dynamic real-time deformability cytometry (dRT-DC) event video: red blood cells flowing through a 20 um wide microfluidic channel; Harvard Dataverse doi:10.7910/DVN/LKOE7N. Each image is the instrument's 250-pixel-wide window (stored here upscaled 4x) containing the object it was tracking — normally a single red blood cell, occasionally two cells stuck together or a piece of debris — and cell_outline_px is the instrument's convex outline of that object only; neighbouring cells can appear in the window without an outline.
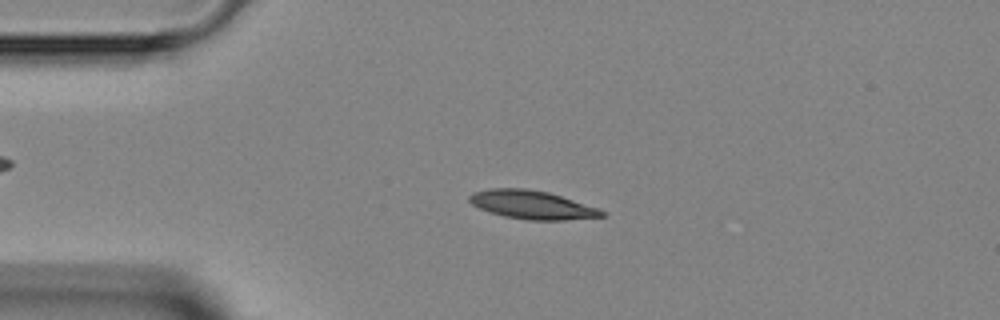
{"species": "Egyptian fruit bat (a non-hibernating species)", "species_latin": "Rousettus aegyptiacus", "temperature_condition": "room temperature", "stored_images_in_passage": 46, "camera_frame_rate_fps": 3000, "um_per_image_px": 0.085, "animal": {"sex": "female"}, "frame": {"image": 1, "passage_image": 10, "time_ms": 3.0, "image_size_px": [1000, 320], "cell_outline_px": [[604, 216], [564, 220], [528, 220], [504, 216], [488, 212], [472, 204], [468, 200], [468, 196], [472, 192], [488, 188], [524, 188], [548, 192], [600, 208], [604, 212]], "centroid_in_image_um": [45.18, 17.4], "position_along_channel_um": 39.8, "area_um2": 22.02}}
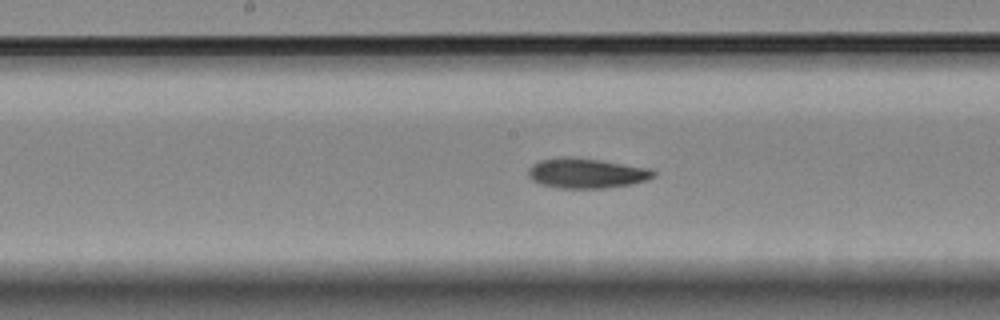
{"frame": {"image": 2, "passage_image": 23, "time_ms": 7.333, "image_size_px": [1000, 320], "cell_outline_px": [[656, 176], [648, 180], [632, 184], [604, 188], [556, 188], [540, 184], [532, 180], [528, 176], [528, 168], [532, 164], [540, 160], [560, 156], [568, 156], [600, 160], [648, 168], [656, 172]], "centroid_in_image_um": [49.82, 14.72], "position_along_channel_um": 198.4, "area_um2": 22.08}}
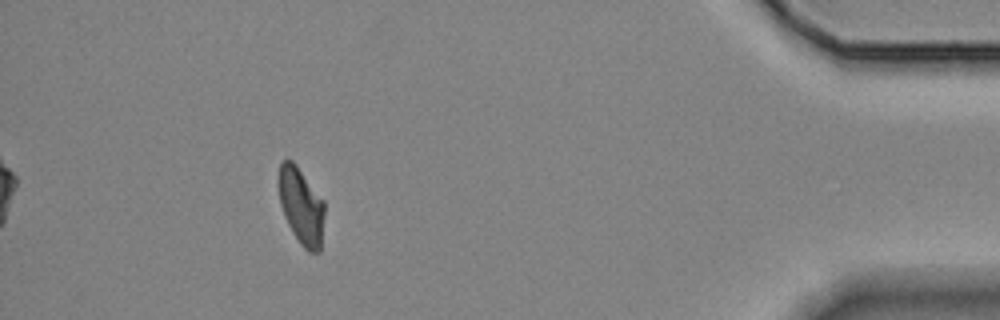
{"frame": {"image": 3, "passage_image": 42, "time_ms": 13.667, "image_size_px": [1000, 320], "cell_outline_px": [[324, 216], [320, 252], [308, 252], [300, 244], [292, 232], [284, 216], [280, 204], [276, 184], [276, 176], [280, 164], [284, 160], [292, 160], [296, 164], [324, 200]], "centroid_in_image_um": [25.57, 17.48], "position_along_channel_um": 409.6, "area_um2": 20.98}}